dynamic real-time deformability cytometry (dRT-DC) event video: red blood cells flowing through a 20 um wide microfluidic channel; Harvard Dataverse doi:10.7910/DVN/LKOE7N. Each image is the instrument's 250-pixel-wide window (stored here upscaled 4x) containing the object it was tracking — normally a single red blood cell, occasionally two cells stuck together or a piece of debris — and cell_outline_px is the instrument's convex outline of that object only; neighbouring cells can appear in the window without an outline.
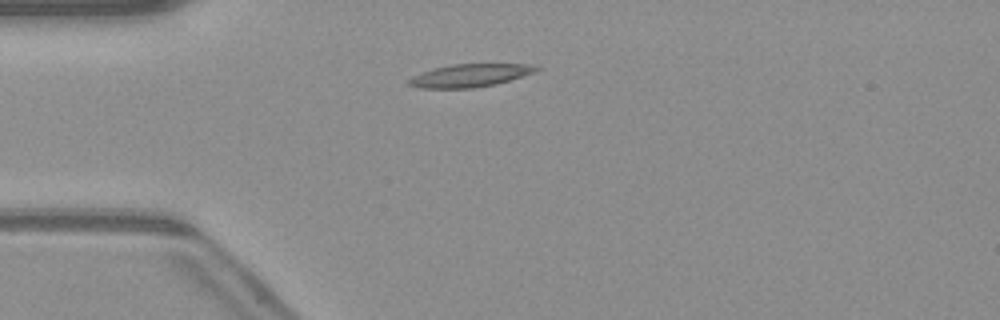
{"species": "common noctule bat (a hibernating species)", "species_latin": "Nyctalus noctula", "temperature_condition": "warm", "stored_images_in_passage": 47, "camera_frame_rate_fps": 3000, "um_per_image_px": 0.085, "animal": {"sex": "male", "body_mass_g": 23.1, "forearm_length_mm": 52.7}, "frame": {"image": 1, "passage_image": 10, "time_ms": 3.0, "image_size_px": [1000, 320], "cell_outline_px": [[540, 68], [536, 72], [496, 84], [472, 88], [420, 88], [408, 84], [408, 80], [412, 76], [432, 68], [452, 64], [532, 64]], "centroid_in_image_um": [39.94, 6.41], "position_along_channel_um": 45.1, "area_um2": 16.99}}
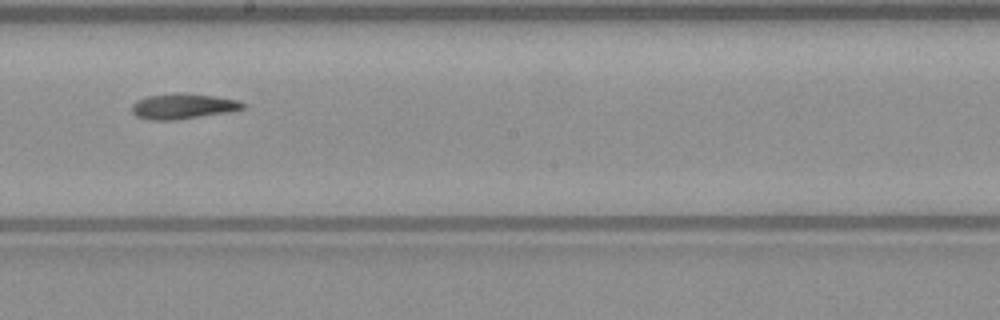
{"frame": {"image": 2, "passage_image": 25, "time_ms": 8.0, "image_size_px": [1000, 320], "cell_outline_px": [[244, 108], [228, 112], [176, 120], [148, 120], [136, 116], [132, 112], [132, 104], [136, 100], [144, 96], [176, 92], [216, 96], [240, 100], [244, 104]], "centroid_in_image_um": [15.51, 9.02], "position_along_channel_um": 232.7, "area_um2": 16.65}}
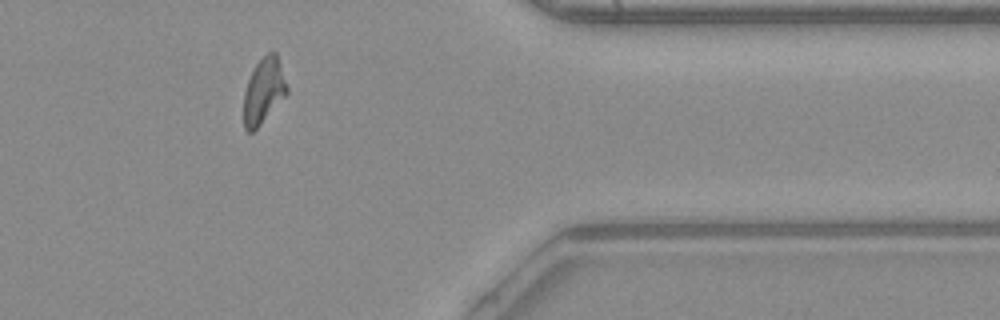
{"frame": {"image": 3, "passage_image": 38, "time_ms": 12.333, "image_size_px": [1000, 320], "cell_outline_px": [[288, 92], [260, 124], [252, 132], [248, 132], [244, 128], [244, 92], [248, 80], [256, 64], [268, 52], [276, 52], [288, 88]], "centroid_in_image_um": [22.4, 7.72], "position_along_channel_um": 389.0, "area_um2": 16.07}, "authors_computed_cell_mechanics": {"area_um2": 16.473, "velocity_mm_per_s": 4.1152, "shape_relaxation_time_tau1_ms": 4.1021, "shape_relaxation_time_tau2_ms": 4.0116, "deformation_change_tau1": 0.1625, "deformation_change_tau2": 0.1119}}